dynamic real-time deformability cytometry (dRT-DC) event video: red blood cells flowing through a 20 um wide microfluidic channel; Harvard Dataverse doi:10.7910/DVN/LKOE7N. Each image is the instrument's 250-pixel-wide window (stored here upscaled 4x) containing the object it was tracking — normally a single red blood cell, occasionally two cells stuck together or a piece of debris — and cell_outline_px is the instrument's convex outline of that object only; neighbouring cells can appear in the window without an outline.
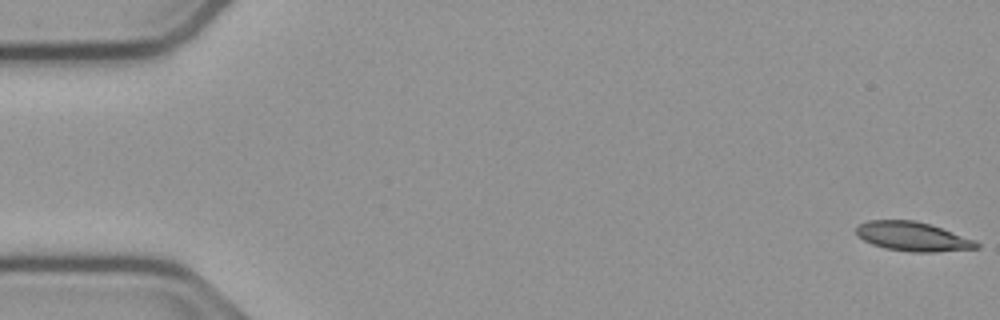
{"species": "common noctule bat (a hibernating species)", "species_latin": "Nyctalus noctula", "temperature_condition": "cold", "stored_images_in_passage": 56, "camera_frame_rate_fps": 3000, "um_per_image_px": 0.085, "animal": {"sex": "male", "body_mass_g": 23.1, "forearm_length_mm": 52.7}, "frame": {"image": 1, "passage_image": 1, "time_ms": 0.0, "image_size_px": [1000, 320], "cell_outline_px": [[980, 248], [932, 252], [912, 252], [884, 248], [872, 244], [864, 240], [856, 232], [856, 228], [860, 224], [868, 220], [916, 220], [976, 240], [980, 244]], "centroid_in_image_um": [77.59, 20.11], "position_along_channel_um": 7.4, "area_um2": 20.29}}
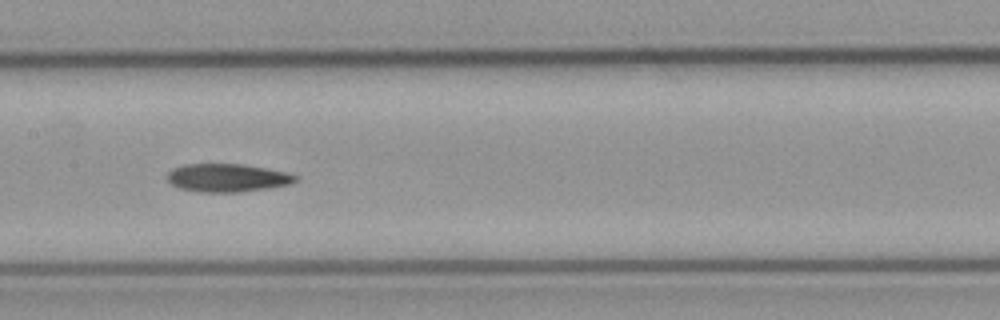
{"frame": {"image": 2, "passage_image": 27, "time_ms": 8.667, "image_size_px": [1000, 320], "cell_outline_px": [[296, 180], [288, 184], [268, 188], [240, 192], [200, 192], [180, 188], [172, 184], [168, 180], [168, 172], [172, 168], [184, 164], [244, 164], [288, 172], [296, 176]], "centroid_in_image_um": [19.3, 15.11], "position_along_channel_um": 188.1, "area_um2": 20.92}}
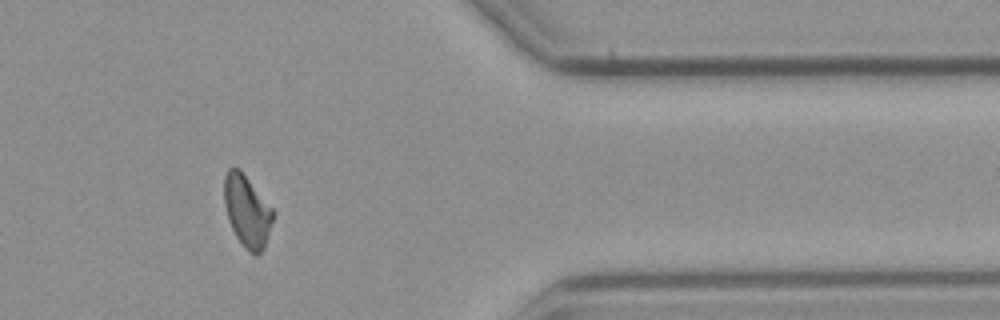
{"frame": {"image": 3, "passage_image": 45, "time_ms": 14.667, "image_size_px": [1000, 320], "cell_outline_px": [[272, 220], [264, 248], [256, 256], [248, 252], [244, 248], [236, 236], [228, 220], [224, 204], [224, 176], [228, 168], [240, 168], [272, 208]], "centroid_in_image_um": [20.97, 17.94], "position_along_channel_um": 390.4, "area_um2": 20.29}, "authors_computed_cell_mechanics": {"area_um2": 20.9814, "velocity_mm_per_s": 3.7695, "shape_relaxation_time_tau1_ms": 5.1887, "shape_relaxation_time_tau2_ms": 4.6271, "deformation_change_tau1": 0.1632, "deformation_change_tau2": 0.123}}